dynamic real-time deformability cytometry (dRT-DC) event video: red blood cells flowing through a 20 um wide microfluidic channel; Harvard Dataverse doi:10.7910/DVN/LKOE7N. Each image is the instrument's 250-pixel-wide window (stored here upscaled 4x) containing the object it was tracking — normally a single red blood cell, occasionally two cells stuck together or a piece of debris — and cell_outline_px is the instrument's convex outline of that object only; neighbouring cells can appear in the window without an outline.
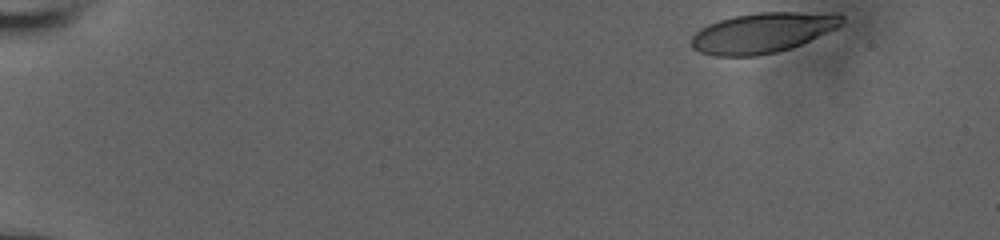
{"species": "human", "species_latin": "Homo sapiens", "temperature_condition": "room temperature", "stored_images_in_passage": 44, "camera_frame_rate_fps": 3000, "um_per_image_px": 0.085, "donor": {"sex": "male"}, "frame": {"image": 1, "passage_image": 1, "time_ms": 0.0, "image_size_px": [1000, 240], "cell_outline_px": [[844, 24], [836, 28], [792, 48], [776, 52], [756, 56], [712, 56], [700, 52], [692, 48], [692, 36], [700, 28], [708, 24], [720, 20], [736, 16], [756, 12], [840, 12], [844, 16]], "centroid_in_image_um": [64.86, 2.77], "position_along_channel_um": 20.1, "area_um2": 35.49}}
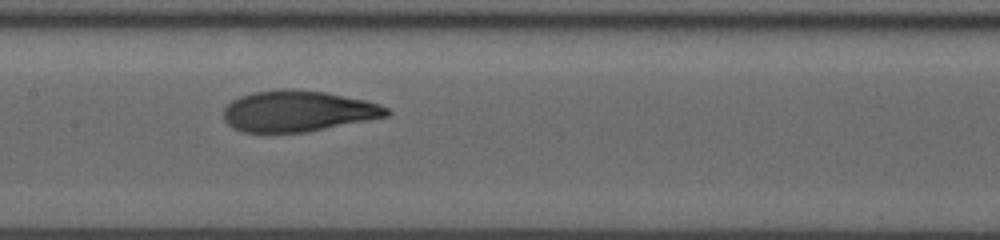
{"frame": {"image": 2, "passage_image": 25, "time_ms": 8.0, "image_size_px": [1000, 240], "cell_outline_px": [[392, 112], [388, 116], [308, 132], [244, 132], [232, 128], [224, 120], [224, 108], [232, 100], [240, 96], [252, 92], [280, 88], [292, 88], [324, 92], [368, 100], [380, 104], [388, 108]], "centroid_in_image_um": [25.33, 9.43], "position_along_channel_um": 182.1, "area_um2": 39.3}}
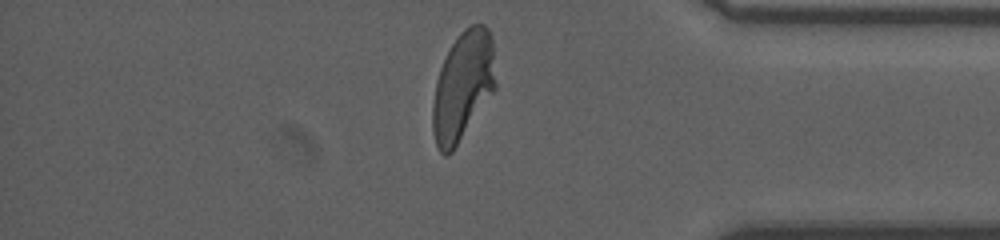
{"frame": {"image": 3, "passage_image": 43, "time_ms": 14.0, "image_size_px": [1000, 240], "cell_outline_px": [[496, 88], [452, 152], [444, 156], [440, 152], [436, 144], [432, 132], [432, 104], [436, 80], [440, 68], [452, 44], [460, 32], [464, 28], [472, 24], [484, 24], [488, 28], [492, 36], [496, 84]], "centroid_in_image_um": [39.34, 7.31], "position_along_channel_um": 395.9, "area_um2": 40.06}, "authors_computed_cell_mechanics": {"area_um2": 38.7549, "velocity_mm_per_s": 3.8541, "shape_relaxation_time_tau1_ms": 4.5037, "shape_relaxation_time_tau2_ms": 1.0405, "deformation_change_tau1": 0.2021, "deformation_change_tau2": 0.0648}}